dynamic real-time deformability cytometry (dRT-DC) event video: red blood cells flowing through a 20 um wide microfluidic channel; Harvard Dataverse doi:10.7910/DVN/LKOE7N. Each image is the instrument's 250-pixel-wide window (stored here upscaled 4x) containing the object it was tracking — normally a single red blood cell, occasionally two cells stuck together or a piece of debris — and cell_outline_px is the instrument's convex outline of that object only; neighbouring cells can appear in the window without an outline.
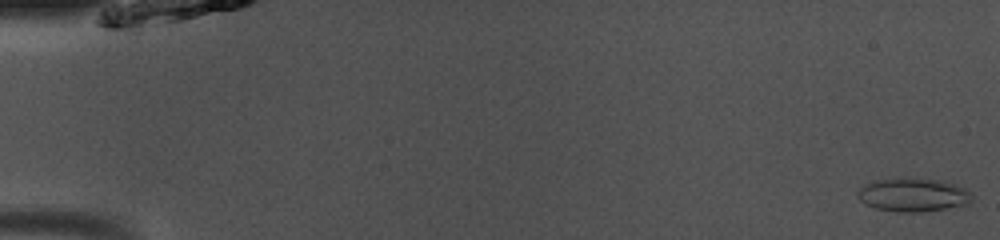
{"species": "common noctule bat (a hibernating species)", "species_latin": "Nyctalus noctula", "temperature_condition": "room temperature", "stored_images_in_passage": 49, "camera_frame_rate_fps": 3000, "um_per_image_px": 0.085, "animal": {"sex": "male", "body_mass_g": 13.0, "forearm_length_mm": 53.1}, "frame": {"image": 1, "passage_image": 1, "time_ms": 0.0, "image_size_px": [1000, 240], "cell_outline_px": [[972, 200], [968, 204], [920, 212], [896, 212], [876, 208], [860, 200], [856, 196], [856, 192], [860, 188], [876, 180], [900, 176], [940, 180], [964, 188], [972, 196]], "centroid_in_image_um": [77.58, 16.54], "position_along_channel_um": 7.4, "area_um2": 22.31}}
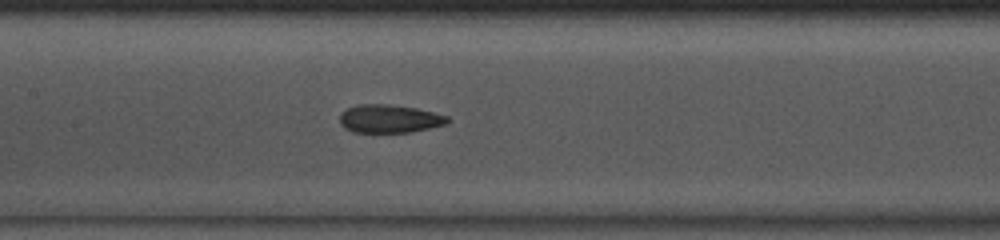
{"frame": {"image": 2, "passage_image": 24, "time_ms": 7.667, "image_size_px": [1000, 240], "cell_outline_px": [[452, 120], [448, 124], [412, 132], [352, 132], [344, 128], [340, 124], [340, 112], [356, 104], [388, 104], [416, 108], [448, 116]], "centroid_in_image_um": [33.11, 10.09], "position_along_channel_um": 174.3, "area_um2": 17.92}}
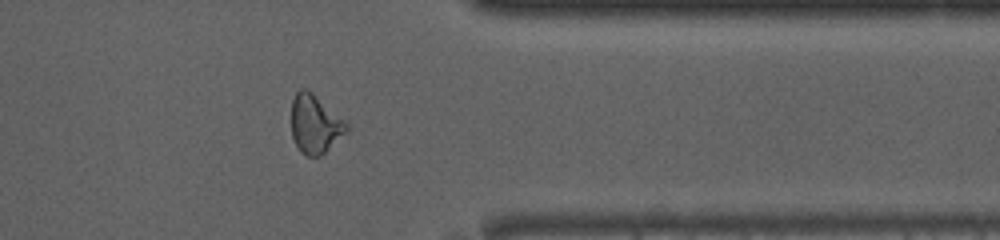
{"frame": {"image": 3, "passage_image": 40, "time_ms": 13.0, "image_size_px": [1000, 240], "cell_outline_px": [[348, 128], [320, 156], [308, 156], [300, 152], [292, 136], [292, 100], [296, 92], [300, 88], [304, 88], [312, 92], [348, 124]], "centroid_in_image_um": [26.73, 10.53], "position_along_channel_um": 384.7, "area_um2": 18.26}, "authors_computed_cell_mechanics": {"area_um2": 19.074, "velocity_mm_per_s": 4.0855, "shape_relaxation_time_tau1_ms": 4.0479, "shape_relaxation_time_tau2_ms": 1.5772, "deformation_change_tau1": 0.1457, "deformation_change_tau2": 0.0871}}